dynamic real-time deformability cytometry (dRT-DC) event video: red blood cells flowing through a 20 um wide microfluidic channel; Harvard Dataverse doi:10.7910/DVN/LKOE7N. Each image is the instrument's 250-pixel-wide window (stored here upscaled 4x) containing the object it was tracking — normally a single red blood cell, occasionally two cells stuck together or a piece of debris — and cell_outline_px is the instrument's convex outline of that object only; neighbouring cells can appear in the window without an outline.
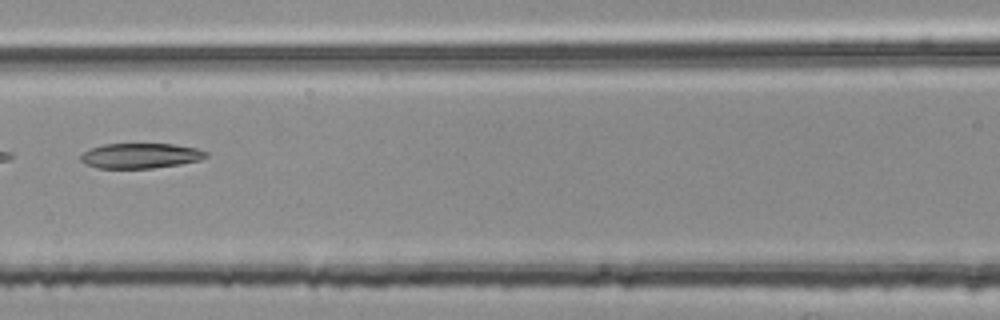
{"species": "common noctule bat (a hibernating species)", "species_latin": "Nyctalus noctula", "temperature_condition": "room temperature", "stored_images_in_passage": 6, "camera_frame_rate_fps": 3000, "um_per_image_px": 0.085, "animal": {"sex": "female", "body_mass_g": 25.1}, "frame": {"image": 1, "passage_image": 6, "time_ms": 1.667, "image_size_px": [1000, 320], "cell_outline_px": [[208, 156], [200, 160], [180, 164], [152, 168], [96, 168], [84, 164], [80, 160], [80, 156], [88, 148], [104, 144], [172, 144], [196, 148], [208, 152]], "centroid_in_image_um": [11.91, 13.24], "position_along_channel_um": 154.7, "area_um2": 18.44}}